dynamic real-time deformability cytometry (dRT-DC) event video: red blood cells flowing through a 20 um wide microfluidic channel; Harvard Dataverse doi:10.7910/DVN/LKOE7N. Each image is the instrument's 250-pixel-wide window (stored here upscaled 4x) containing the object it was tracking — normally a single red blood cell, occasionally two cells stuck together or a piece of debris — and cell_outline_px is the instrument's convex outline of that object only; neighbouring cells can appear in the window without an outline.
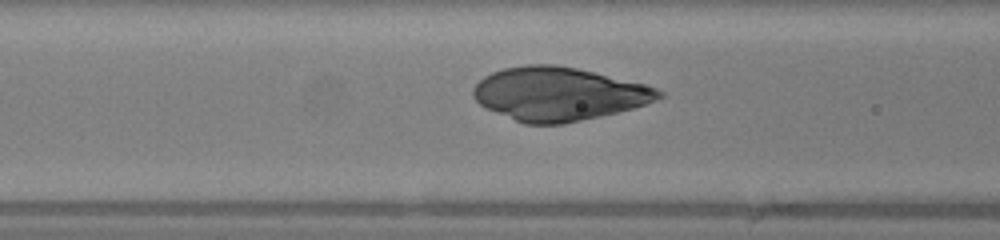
{"species": "human", "species_latin": "Homo sapiens", "temperature_condition": "warm", "stored_images_in_passage": 38, "camera_frame_rate_fps": 3000, "um_per_image_px": 0.085, "donor": {"sex": "female"}, "frame": {"image": 1, "passage_image": 18, "time_ms": 5.667, "image_size_px": [1000, 240], "cell_outline_px": [[664, 96], [656, 100], [632, 108], [600, 116], [564, 124], [524, 124], [496, 112], [480, 104], [472, 96], [472, 88], [484, 76], [492, 72], [504, 68], [528, 64], [556, 64], [576, 68], [644, 84], [656, 88], [664, 92]], "centroid_in_image_um": [47.46, 7.98], "position_along_channel_um": 119.1, "area_um2": 57.4}}
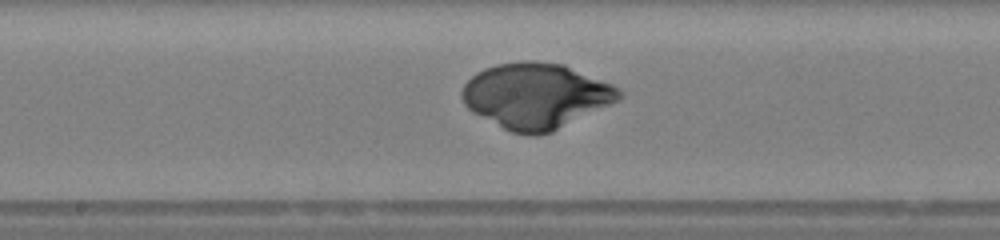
{"frame": {"image": 2, "passage_image": 24, "time_ms": 7.667, "image_size_px": [1000, 240], "cell_outline_px": [[624, 96], [552, 132], [536, 136], [528, 136], [512, 132], [472, 112], [464, 104], [460, 96], [460, 92], [464, 84], [476, 72], [484, 68], [496, 64], [520, 60], [532, 60], [564, 64], [612, 84], [620, 88], [624, 92]], "centroid_in_image_um": [45.51, 8.12], "position_along_channel_um": 202.7, "area_um2": 59.94}}
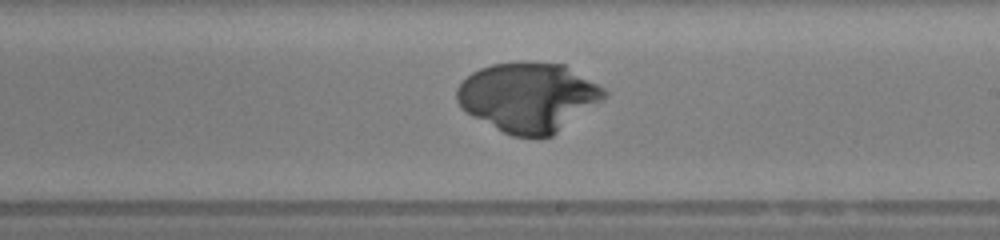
{"frame": {"image": 3, "passage_image": 27, "time_ms": 8.667, "image_size_px": [1000, 240], "cell_outline_px": [[608, 96], [552, 136], [540, 140], [512, 136], [504, 132], [460, 108], [456, 100], [456, 88], [472, 72], [480, 68], [492, 64], [564, 64], [604, 88], [608, 92]], "centroid_in_image_um": [44.91, 8.3], "position_along_channel_um": 244.1, "area_um2": 58.84}}